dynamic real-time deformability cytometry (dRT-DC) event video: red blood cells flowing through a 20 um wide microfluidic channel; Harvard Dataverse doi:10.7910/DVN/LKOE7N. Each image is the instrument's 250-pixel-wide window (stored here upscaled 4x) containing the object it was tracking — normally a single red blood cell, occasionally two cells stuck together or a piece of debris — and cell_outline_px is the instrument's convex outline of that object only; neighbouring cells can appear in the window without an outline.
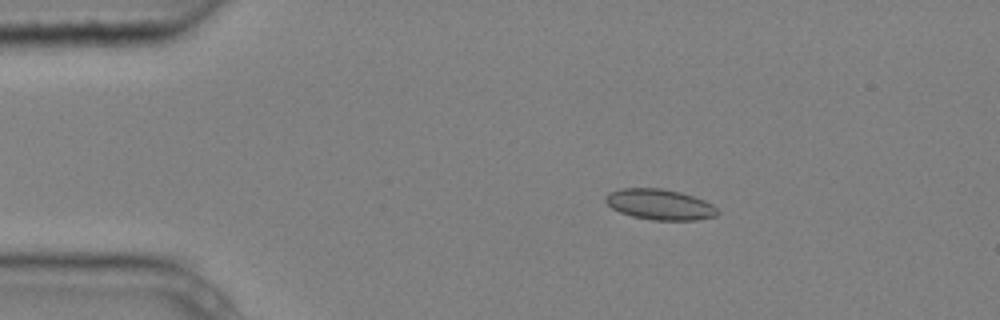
{"species": "common noctule bat (a hibernating species)", "species_latin": "Nyctalus noctula", "temperature_condition": "cold", "stored_images_in_passage": 9, "camera_frame_rate_fps": 3000, "um_per_image_px": 0.085, "animal": {"sex": "male", "body_mass_g": 20.4}, "frame": {"image": 1, "passage_image": 3, "time_ms": 0.667, "image_size_px": [1000, 320], "cell_outline_px": [[720, 212], [716, 216], [696, 220], [652, 220], [632, 216], [620, 212], [612, 208], [604, 200], [604, 196], [608, 192], [620, 188], [660, 188], [680, 192], [704, 200], [712, 204]], "centroid_in_image_um": [56.06, 17.37], "position_along_channel_um": 28.9, "area_um2": 20.06}}
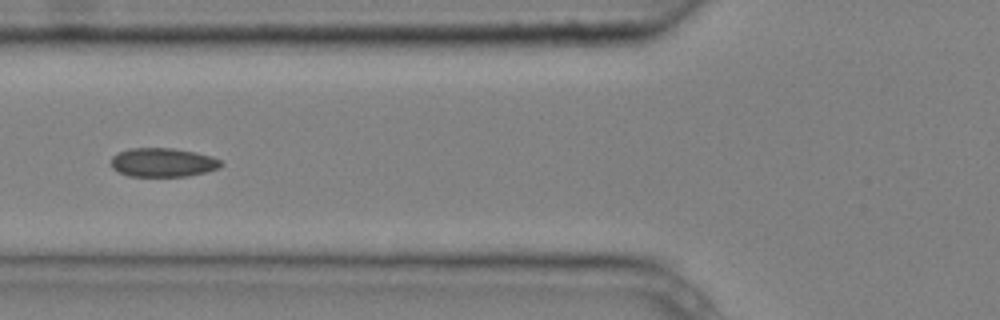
{"frame": {"image": 2, "passage_image": 6, "time_ms": 1.667, "image_size_px": [1000, 320], "cell_outline_px": [[224, 164], [220, 168], [188, 176], [128, 176], [112, 168], [112, 156], [120, 152], [132, 148], [172, 148], [196, 152], [212, 156], [220, 160]], "centroid_in_image_um": [13.88, 13.8], "position_along_channel_um": 111.9, "area_um2": 18.44}}
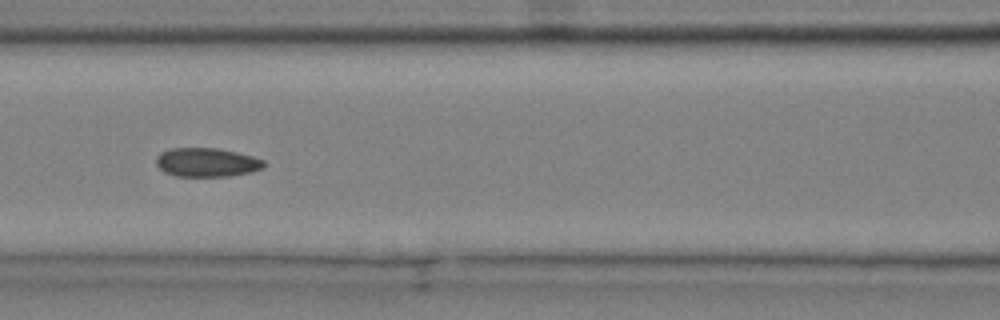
{"frame": {"image": 3, "passage_image": 7, "time_ms": 2.0, "image_size_px": [1000, 320], "cell_outline_px": [[268, 164], [264, 168], [252, 172], [228, 176], [176, 176], [164, 172], [156, 164], [156, 156], [160, 152], [168, 148], [216, 148], [236, 152], [252, 156], [264, 160]], "centroid_in_image_um": [17.58, 13.8], "position_along_channel_um": 149.0, "area_um2": 18.32}}